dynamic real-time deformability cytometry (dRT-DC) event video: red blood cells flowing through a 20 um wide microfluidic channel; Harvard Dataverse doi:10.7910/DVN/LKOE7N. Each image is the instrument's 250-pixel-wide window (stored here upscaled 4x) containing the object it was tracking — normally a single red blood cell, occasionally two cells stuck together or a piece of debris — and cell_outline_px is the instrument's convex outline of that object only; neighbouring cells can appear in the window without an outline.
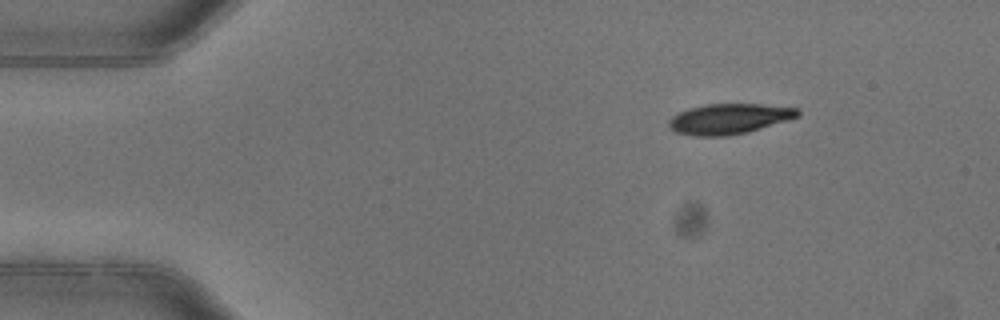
{"species": "common noctule bat (a hibernating species)", "species_latin": "Nyctalus noctula", "temperature_condition": "warm", "stored_images_in_passage": 5, "segment_of_instrument_passage": [2, 2], "camera_frame_rate_fps": 3000, "um_per_image_px": 0.085, "animal": {"sex": "female"}, "frame": {"image": 1, "passage_image": 5, "time_ms": 1.333, "image_size_px": [1000, 320], "cell_outline_px": [[800, 116], [788, 120], [748, 132], [728, 136], [696, 136], [676, 132], [668, 128], [668, 120], [672, 116], [688, 108], [708, 104], [760, 104], [800, 108]], "centroid_in_image_um": [61.98, 10.1], "position_along_channel_um": 23.0, "area_um2": 22.95}}